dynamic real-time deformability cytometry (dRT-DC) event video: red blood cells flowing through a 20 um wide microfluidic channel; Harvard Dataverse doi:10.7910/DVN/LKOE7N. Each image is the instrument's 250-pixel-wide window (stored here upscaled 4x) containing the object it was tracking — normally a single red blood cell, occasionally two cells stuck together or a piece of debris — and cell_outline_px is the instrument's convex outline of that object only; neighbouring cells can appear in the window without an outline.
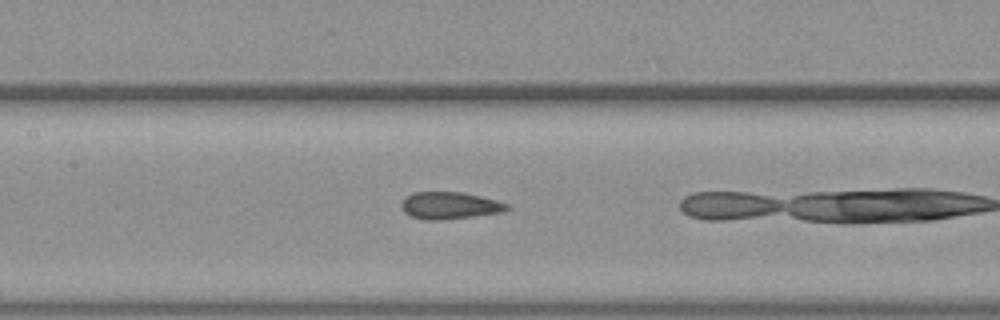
{"species": "common noctule bat (a hibernating species)", "species_latin": "Nyctalus noctula", "temperature_condition": "warm", "stored_images_in_passage": 27, "camera_frame_rate_fps": 3000, "um_per_image_px": 0.085, "animal": {"sex": "female", "body_mass_g": 19.3, "forearm_length_mm": 54.1}, "frame": {"image": 1, "passage_image": 22, "time_ms": 7.0, "image_size_px": [1000, 320], "cell_outline_px": [[512, 208], [504, 212], [440, 220], [424, 220], [412, 216], [404, 212], [400, 204], [412, 192], [460, 192], [480, 196], [496, 200], [508, 204]], "centroid_in_image_um": [38.25, 17.47], "position_along_channel_um": 169.2, "area_um2": 16.59}}
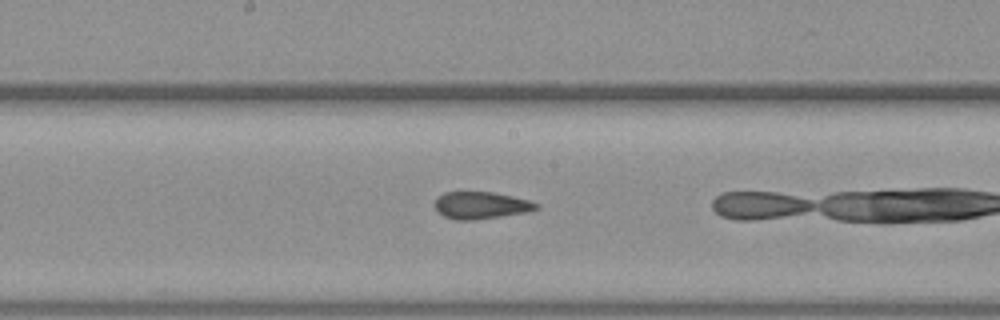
{"frame": {"image": 2, "passage_image": 25, "time_ms": 8.0, "image_size_px": [1000, 320], "cell_outline_px": [[540, 208], [528, 212], [472, 220], [456, 220], [444, 216], [436, 212], [436, 196], [444, 192], [492, 192], [512, 196], [528, 200], [540, 204]], "centroid_in_image_um": [40.88, 17.45], "position_along_channel_um": 207.3, "area_um2": 16.07}}